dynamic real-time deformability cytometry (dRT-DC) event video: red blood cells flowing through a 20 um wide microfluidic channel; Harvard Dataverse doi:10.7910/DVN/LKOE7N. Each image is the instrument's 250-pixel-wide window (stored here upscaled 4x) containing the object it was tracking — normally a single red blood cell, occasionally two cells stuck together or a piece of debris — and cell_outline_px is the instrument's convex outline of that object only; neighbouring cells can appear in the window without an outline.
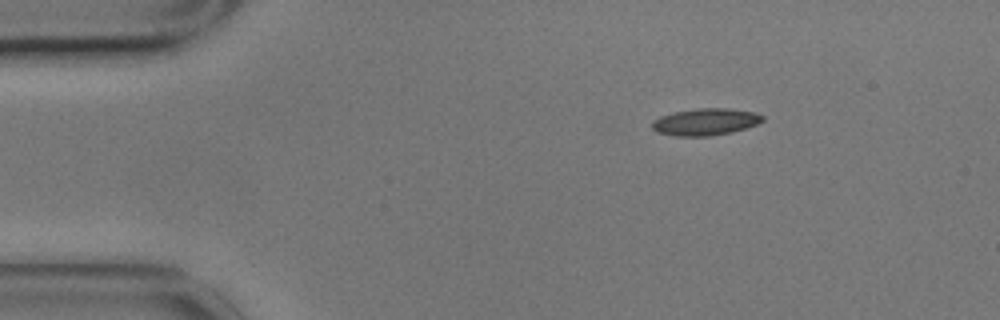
{"species": "common noctule bat (a hibernating species)", "species_latin": "Nyctalus noctula", "temperature_condition": "cold", "stored_images_in_passage": 8, "camera_frame_rate_fps": 3000, "um_per_image_px": 0.085, "animal": {"sex": "male", "body_mass_g": 17.9}, "frame": {"image": 1, "passage_image": 1, "time_ms": 0.0, "image_size_px": [1000, 320], "cell_outline_px": [[764, 120], [756, 124], [732, 132], [712, 136], [672, 136], [656, 132], [652, 128], [652, 120], [660, 116], [676, 112], [696, 108], [728, 108], [752, 112], [764, 116]], "centroid_in_image_um": [59.92, 10.36], "position_along_channel_um": 25.1, "area_um2": 17.34}}